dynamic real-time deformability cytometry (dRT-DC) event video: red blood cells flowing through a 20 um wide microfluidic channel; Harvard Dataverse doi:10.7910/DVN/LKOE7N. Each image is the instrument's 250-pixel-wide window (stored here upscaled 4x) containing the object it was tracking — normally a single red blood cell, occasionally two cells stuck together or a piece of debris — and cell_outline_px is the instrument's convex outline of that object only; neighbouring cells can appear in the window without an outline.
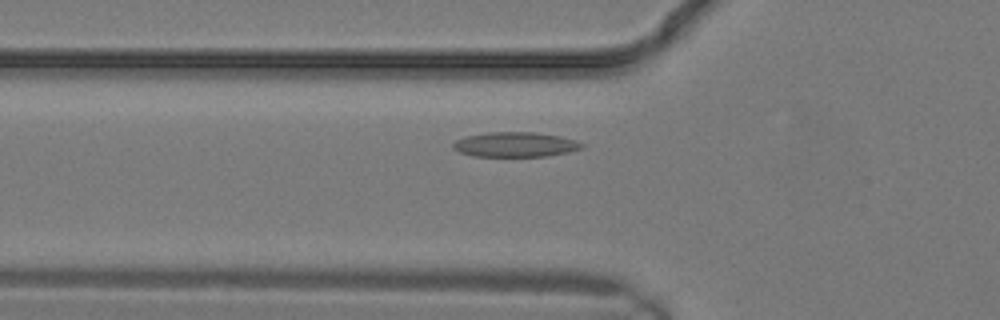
{"species": "common noctule bat (a hibernating species)", "species_latin": "Nyctalus noctula", "temperature_condition": "warm", "stored_images_in_passage": 25, "camera_frame_rate_fps": 3000, "um_per_image_px": 0.085, "animal": {"sex": "male", "body_mass_g": 19.2, "forearm_length_mm": 51.8}, "frame": {"image": 1, "passage_image": 8, "time_ms": 2.333, "image_size_px": [1000, 320], "cell_outline_px": [[584, 148], [568, 152], [548, 156], [472, 156], [460, 152], [452, 148], [452, 144], [456, 140], [468, 136], [488, 132], [532, 132], [560, 136], [576, 140], [584, 144]], "centroid_in_image_um": [43.82, 12.29], "position_along_channel_um": 82.0, "area_um2": 18.61}}
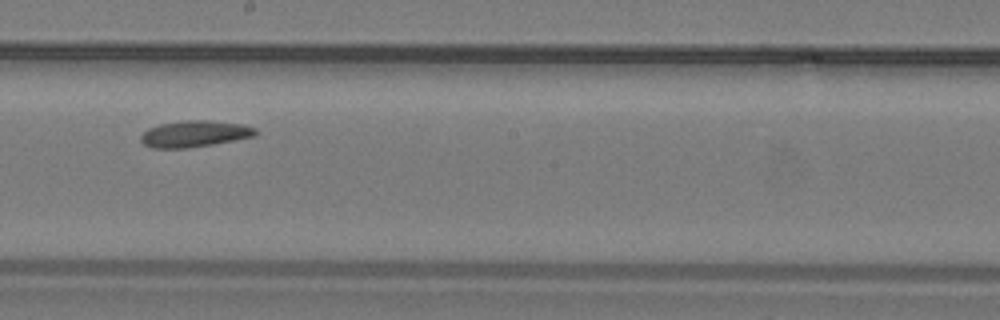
{"frame": {"image": 2, "passage_image": 14, "time_ms": 4.333, "image_size_px": [1000, 320], "cell_outline_px": [[256, 136], [212, 144], [184, 148], [152, 148], [144, 144], [140, 140], [140, 136], [148, 128], [160, 124], [184, 120], [208, 120], [244, 124], [256, 128]], "centroid_in_image_um": [16.54, 11.36], "position_along_channel_um": 231.7, "area_um2": 17.63}}
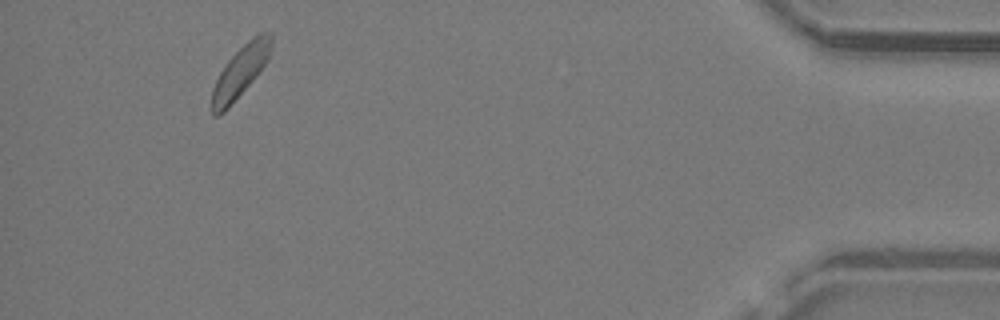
{"frame": {"image": 3, "passage_image": 24, "time_ms": 7.667, "image_size_px": [1000, 320], "cell_outline_px": [[272, 44], [268, 60], [256, 76], [228, 108], [220, 116], [212, 116], [212, 88], [220, 72], [228, 60], [252, 36], [260, 32], [272, 32]], "centroid_in_image_um": [20.44, 6.07], "position_along_channel_um": 414.8, "area_um2": 17.69}}